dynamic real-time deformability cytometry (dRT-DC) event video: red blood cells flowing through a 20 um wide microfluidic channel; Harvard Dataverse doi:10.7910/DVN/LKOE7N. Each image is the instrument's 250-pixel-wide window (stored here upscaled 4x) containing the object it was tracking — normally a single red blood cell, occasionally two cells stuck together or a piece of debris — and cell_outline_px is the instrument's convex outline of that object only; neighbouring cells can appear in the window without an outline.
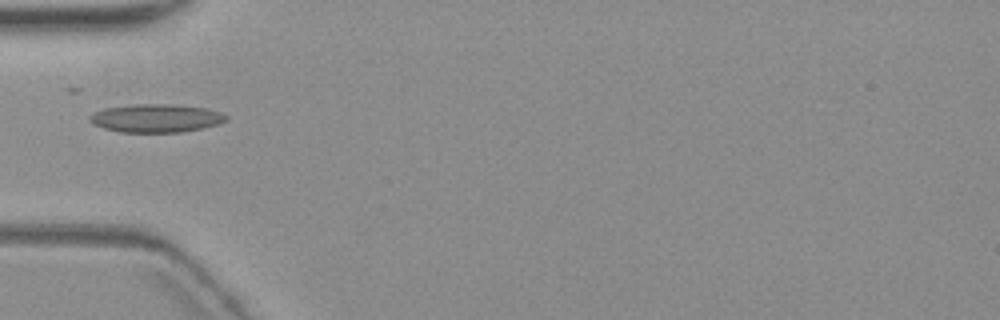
{"species": "common noctule bat (a hibernating species)", "species_latin": "Nyctalus noctula", "temperature_condition": "warm", "stored_images_in_passage": 3, "camera_frame_rate_fps": 3000, "um_per_image_px": 0.085, "animal": {"sex": "female", "body_mass_g": 19.3, "forearm_length_mm": 54.1}, "frame": {"image": 1, "passage_image": 1, "time_ms": 0.0, "image_size_px": [1000, 320], "cell_outline_px": [[228, 120], [204, 128], [180, 132], [120, 132], [104, 128], [92, 124], [88, 120], [88, 116], [92, 112], [104, 108], [136, 104], [172, 104], [204, 108], [220, 112], [228, 116]], "centroid_in_image_um": [13.22, 10.04], "position_along_channel_um": 71.8, "area_um2": 22.54}}
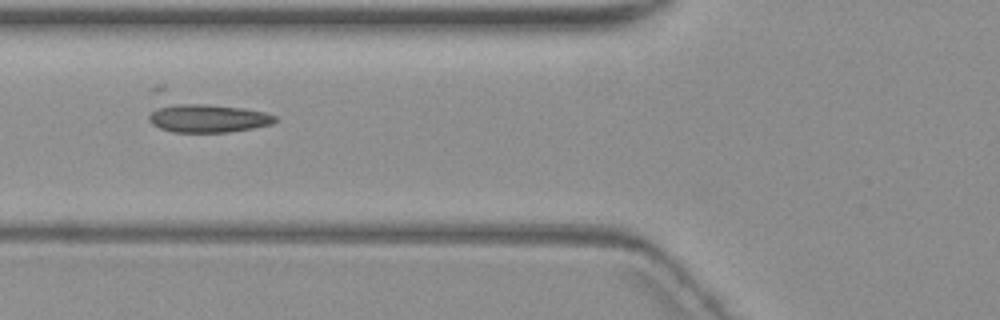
{"frame": {"image": 2, "passage_image": 2, "time_ms": 1.0, "image_size_px": [1000, 320], "cell_outline_px": [[276, 120], [272, 124], [252, 128], [228, 132], [172, 132], [160, 128], [152, 124], [148, 120], [148, 116], [160, 104], [204, 104], [244, 108], [264, 112], [276, 116]], "centroid_in_image_um": [17.63, 10.05], "position_along_channel_um": 108.2, "area_um2": 20.75}}
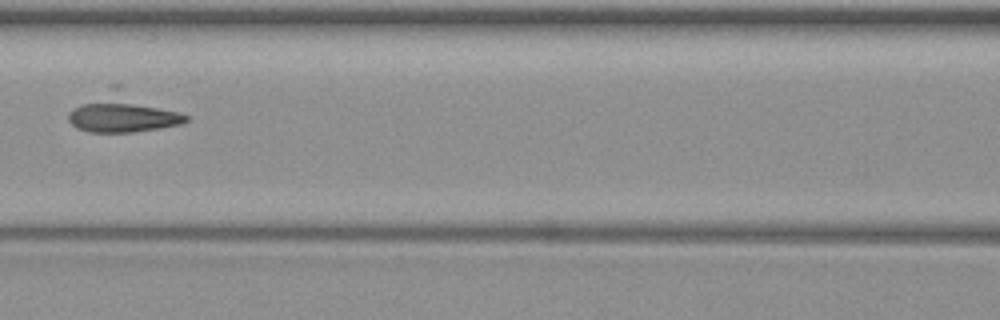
{"frame": {"image": 3, "passage_image": 3, "time_ms": 2.333, "image_size_px": [1000, 320], "cell_outline_px": [[188, 120], [180, 124], [160, 128], [132, 132], [88, 132], [76, 128], [68, 120], [68, 112], [72, 108], [108, 84], [120, 84], [180, 112], [188, 116]], "centroid_in_image_um": [10.4, 9.53], "position_along_channel_um": 156.2, "area_um2": 27.46}}